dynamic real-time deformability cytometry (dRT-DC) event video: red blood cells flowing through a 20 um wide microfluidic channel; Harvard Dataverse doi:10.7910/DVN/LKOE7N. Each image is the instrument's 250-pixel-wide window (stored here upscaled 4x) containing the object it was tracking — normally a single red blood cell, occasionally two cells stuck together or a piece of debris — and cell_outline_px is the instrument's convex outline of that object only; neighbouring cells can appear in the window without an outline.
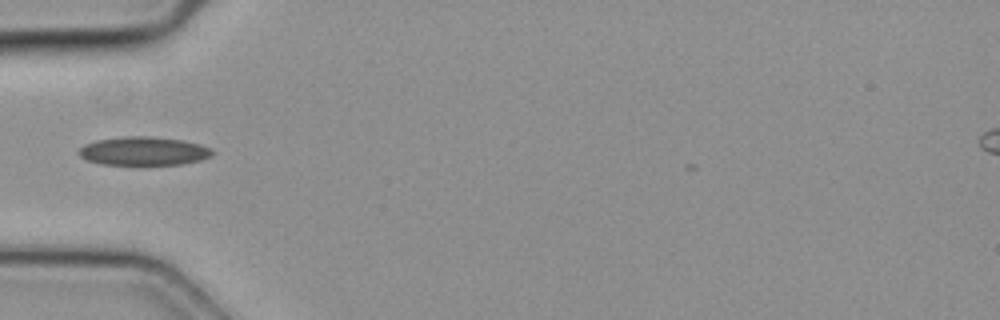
{"species": "common noctule bat (a hibernating species)", "species_latin": "Nyctalus noctula", "temperature_condition": "cold", "stored_images_in_passage": 31, "camera_frame_rate_fps": 3000, "um_per_image_px": 0.085, "animal": {"sex": "female", "body_mass_g": 19.3, "forearm_length_mm": 54.1}, "frame": {"image": 1, "passage_image": 1, "time_ms": 0.0, "image_size_px": [1000, 320], "cell_outline_px": [[212, 156], [200, 160], [180, 164], [100, 164], [88, 160], [80, 156], [76, 152], [84, 144], [96, 140], [124, 136], [148, 136], [184, 140], [200, 144], [212, 148]], "centroid_in_image_um": [12.2, 12.83], "position_along_channel_um": 72.8, "area_um2": 22.2}}
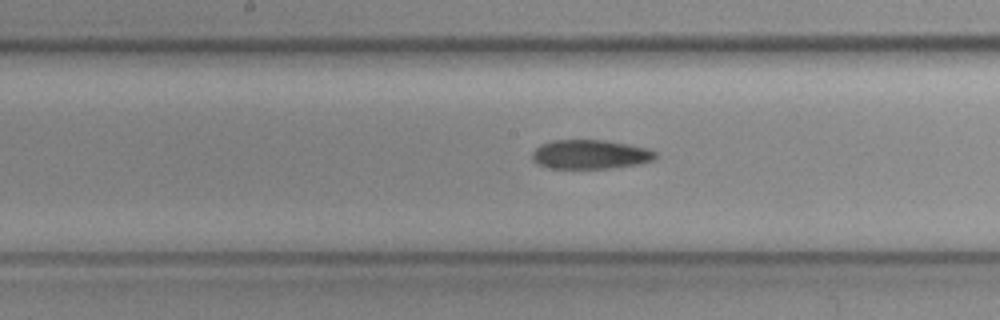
{"frame": {"image": 2, "passage_image": 10, "time_ms": 3.0, "image_size_px": [1000, 320], "cell_outline_px": [[660, 156], [656, 160], [636, 164], [608, 168], [548, 168], [532, 160], [532, 152], [540, 144], [552, 140], [604, 140], [628, 144], [648, 148], [656, 152]], "centroid_in_image_um": [50.2, 13.11], "position_along_channel_um": 198.0, "area_um2": 21.04}}
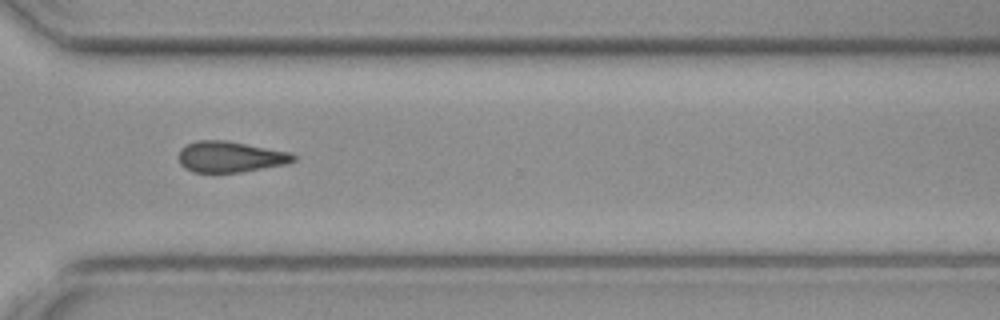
{"frame": {"image": 3, "passage_image": 21, "time_ms": 6.667, "image_size_px": [1000, 320], "cell_outline_px": [[296, 160], [288, 164], [240, 172], [192, 172], [184, 168], [180, 164], [180, 148], [196, 140], [228, 140], [292, 152], [296, 156]], "centroid_in_image_um": [19.61, 13.32], "position_along_channel_um": 351.0, "area_um2": 20.92}}